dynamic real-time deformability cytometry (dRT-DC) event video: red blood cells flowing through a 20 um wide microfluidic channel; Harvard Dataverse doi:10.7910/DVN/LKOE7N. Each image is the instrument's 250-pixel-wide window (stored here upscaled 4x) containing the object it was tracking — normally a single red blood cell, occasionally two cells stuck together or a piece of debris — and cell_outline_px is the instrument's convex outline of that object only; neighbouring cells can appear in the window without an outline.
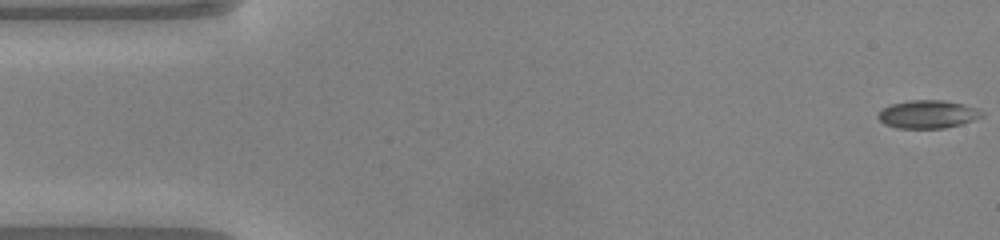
{"species": "common noctule bat (a hibernating species)", "species_latin": "Nyctalus noctula", "temperature_condition": "warm", "stored_images_in_passage": 49, "camera_frame_rate_fps": 3000, "um_per_image_px": 0.085, "animal": {"sex": "male", "body_mass_g": 20.0, "forearm_length_mm": 53.3}, "frame": {"image": 1, "passage_image": 1, "time_ms": 0.0, "image_size_px": [1000, 240], "cell_outline_px": [[984, 116], [960, 124], [944, 128], [900, 128], [884, 124], [876, 116], [880, 108], [892, 104], [908, 100], [944, 100], [964, 104], [976, 108], [984, 112]], "centroid_in_image_um": [78.84, 9.7], "position_along_channel_um": 6.2, "area_um2": 17.05}}
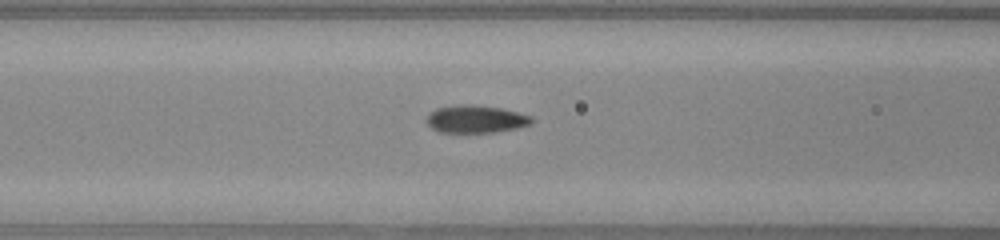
{"frame": {"image": 2, "passage_image": 19, "time_ms": 6.0, "image_size_px": [1000, 240], "cell_outline_px": [[532, 124], [516, 128], [492, 132], [440, 132], [432, 128], [428, 124], [428, 116], [436, 108], [460, 104], [472, 104], [500, 108], [532, 116]], "centroid_in_image_um": [40.45, 10.11], "position_along_channel_um": 126.1, "area_um2": 16.65}}
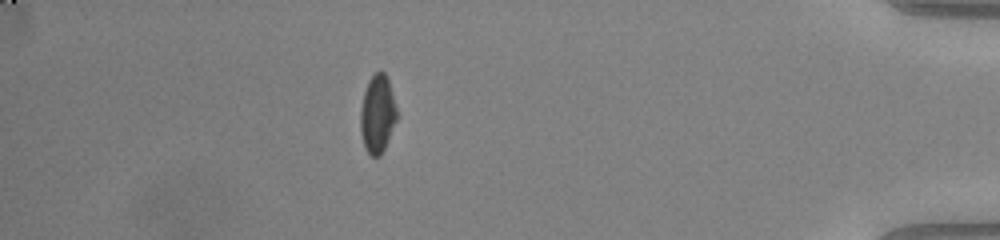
{"frame": {"image": 3, "passage_image": 43, "time_ms": 14.0, "image_size_px": [1000, 240], "cell_outline_px": [[396, 120], [384, 148], [380, 156], [372, 156], [364, 148], [360, 132], [360, 108], [364, 92], [368, 80], [376, 72], [384, 72], [388, 76], [396, 108]], "centroid_in_image_um": [32.06, 9.67], "position_along_channel_um": 403.1, "area_um2": 16.47}, "authors_computed_cell_mechanics": {"area_um2": 16.762, "velocity_mm_per_s": 4.1176, "shape_relaxation_time_tau1_ms": 3.3932, "shape_relaxation_time_tau2_ms": 1.3349, "deformation_change_tau1": 0.1623, "deformation_change_tau2": 0.0586}}